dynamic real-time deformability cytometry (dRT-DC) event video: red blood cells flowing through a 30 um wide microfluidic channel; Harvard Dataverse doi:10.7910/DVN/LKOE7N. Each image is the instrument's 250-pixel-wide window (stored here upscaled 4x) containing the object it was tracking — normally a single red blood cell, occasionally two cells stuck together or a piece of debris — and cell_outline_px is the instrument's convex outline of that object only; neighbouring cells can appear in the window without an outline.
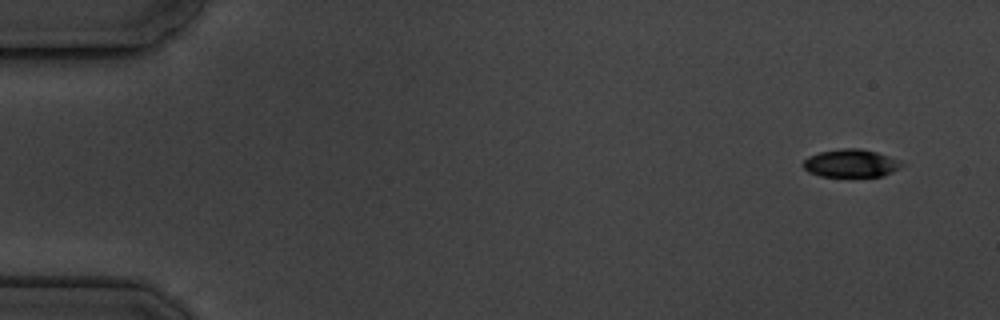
{"species": "common noctule bat (a hibernating species)", "species_latin": "Nyctalus noctula", "temperature_condition": "cold", "stored_images_in_passage": 6, "camera_frame_rate_fps": 3000, "um_per_image_px": 0.085, "animal": {"sex": "male", "body_mass_g": 19.5, "forearm_length_mm": 54.6}, "frame": {"image": 1, "passage_image": 1, "time_ms": 0.0, "image_size_px": [1000, 320], "cell_outline_px": [[908, 164], [884, 176], [820, 176], [808, 172], [804, 168], [804, 160], [808, 156], [820, 152], [844, 148], [860, 148], [876, 152], [900, 160]], "centroid_in_image_um": [72.38, 13.88], "position_along_channel_um": 12.6, "area_um2": 16.07}}
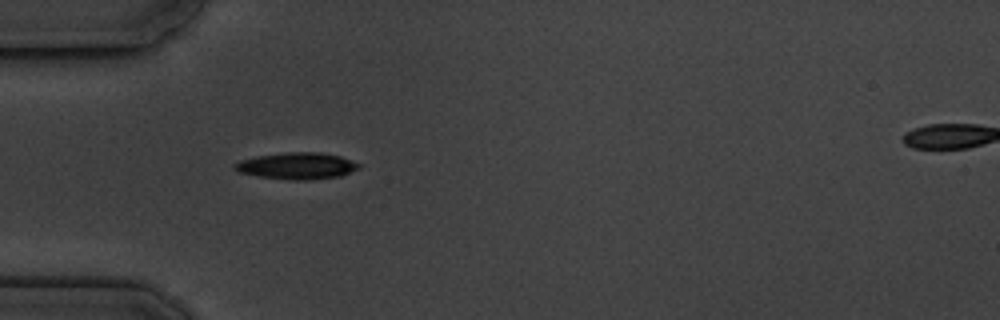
{"frame": {"image": 2, "passage_image": 5, "time_ms": 4.667, "image_size_px": [1000, 320], "cell_outline_px": [[360, 168], [340, 176], [312, 180], [292, 180], [260, 176], [240, 172], [232, 168], [232, 164], [240, 160], [256, 156], [288, 152], [320, 152], [340, 156], [352, 160], [360, 164]], "centroid_in_image_um": [25.25, 14.09], "position_along_channel_um": 59.8, "area_um2": 19.31}}